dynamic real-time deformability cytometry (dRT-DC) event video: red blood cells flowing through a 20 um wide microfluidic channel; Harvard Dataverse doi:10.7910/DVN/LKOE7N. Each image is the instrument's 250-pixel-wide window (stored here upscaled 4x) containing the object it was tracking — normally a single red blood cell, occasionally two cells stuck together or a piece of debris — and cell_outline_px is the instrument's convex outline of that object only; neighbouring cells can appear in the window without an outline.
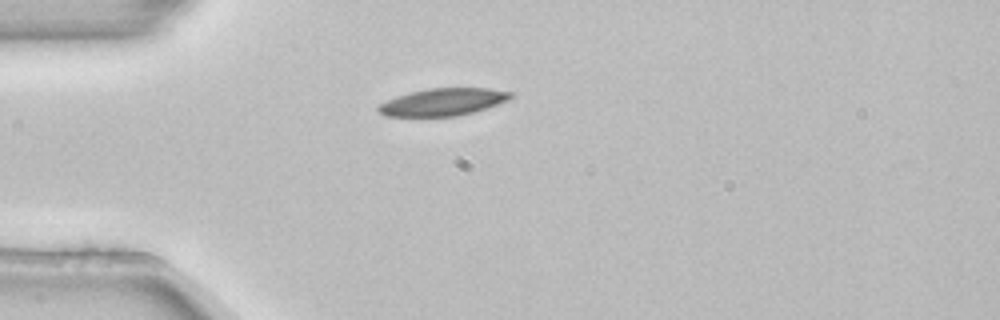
{"species": "common noctule bat (a hibernating species)", "species_latin": "Nyctalus noctula", "temperature_condition": "room temperature", "stored_images_in_passage": 2, "camera_frame_rate_fps": 3000, "um_per_image_px": 0.085, "animal": {"sex": "female", "body_mass_g": 22.7, "forearm_length_mm": 54.2}, "frame": {"image": 1, "passage_image": 1, "time_ms": 0.0, "image_size_px": [1000, 320], "cell_outline_px": [[512, 96], [508, 100], [472, 112], [456, 116], [384, 116], [376, 108], [380, 104], [396, 96], [428, 88], [488, 88], [512, 92]], "centroid_in_image_um": [37.63, 8.66], "position_along_channel_um": 47.4, "area_um2": 20.75}}